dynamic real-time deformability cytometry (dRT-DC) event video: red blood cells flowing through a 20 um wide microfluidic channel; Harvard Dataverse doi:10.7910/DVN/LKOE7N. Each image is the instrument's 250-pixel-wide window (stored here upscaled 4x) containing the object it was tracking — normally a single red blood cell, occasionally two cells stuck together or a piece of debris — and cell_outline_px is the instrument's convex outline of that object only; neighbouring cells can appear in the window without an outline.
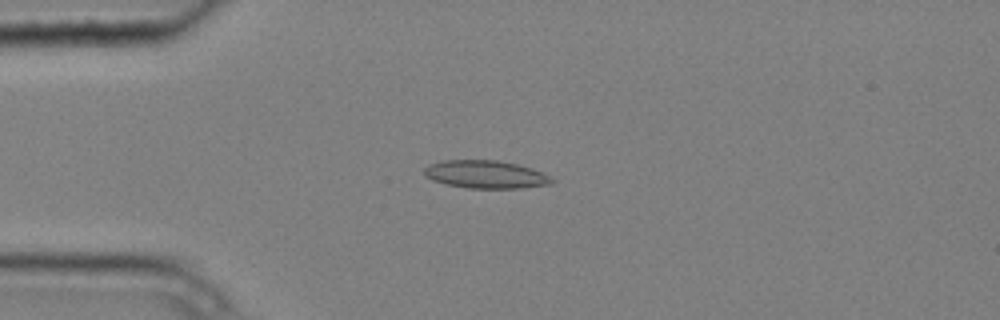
{"species": "common noctule bat (a hibernating species)", "species_latin": "Nyctalus noctula", "temperature_condition": "cold", "stored_images_in_passage": 5, "camera_frame_rate_fps": 3000, "um_per_image_px": 0.085, "animal": {"sex": "male", "body_mass_g": 20.4}, "frame": {"image": 1, "passage_image": 3, "time_ms": 0.667, "image_size_px": [1000, 320], "cell_outline_px": [[556, 180], [552, 184], [520, 188], [468, 188], [448, 184], [432, 180], [424, 176], [424, 168], [428, 164], [444, 160], [496, 160], [516, 164], [532, 168]], "centroid_in_image_um": [41.26, 14.82], "position_along_channel_um": 43.7, "area_um2": 20.69}}
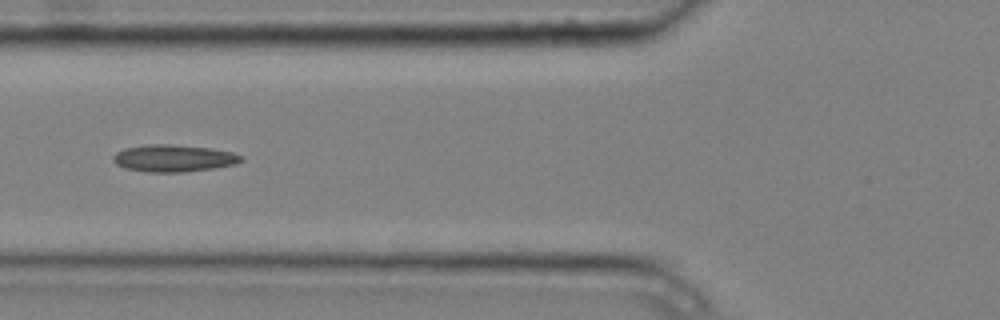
{"frame": {"image": 2, "passage_image": 5, "time_ms": 1.333, "image_size_px": [1000, 320], "cell_outline_px": [[244, 160], [236, 164], [212, 168], [184, 172], [148, 172], [124, 168], [116, 164], [112, 160], [112, 156], [116, 152], [128, 148], [152, 144], [172, 144], [212, 148], [232, 152], [244, 156]], "centroid_in_image_um": [14.79, 13.45], "position_along_channel_um": 111.0, "area_um2": 20.23}}